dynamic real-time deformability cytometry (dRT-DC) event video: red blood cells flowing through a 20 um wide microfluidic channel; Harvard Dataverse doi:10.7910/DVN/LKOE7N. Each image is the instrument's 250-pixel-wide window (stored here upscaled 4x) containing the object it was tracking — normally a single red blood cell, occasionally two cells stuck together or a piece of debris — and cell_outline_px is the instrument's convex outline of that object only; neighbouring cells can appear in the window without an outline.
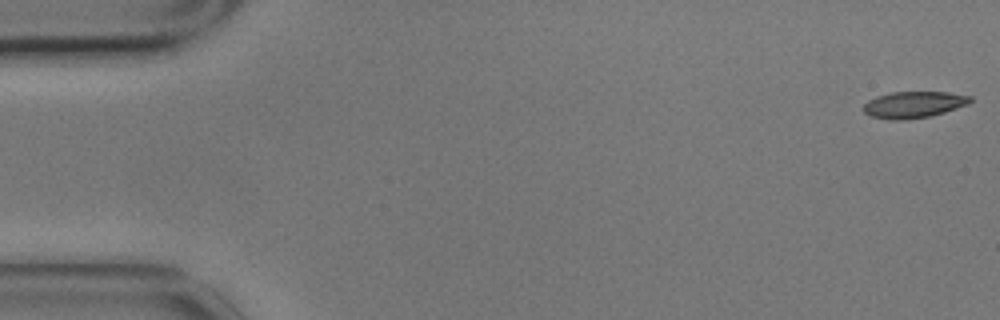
{"species": "common noctule bat (a hibernating species)", "species_latin": "Nyctalus noctula", "temperature_condition": "cold", "stored_images_in_passage": 57, "camera_frame_rate_fps": 3000, "um_per_image_px": 0.085, "animal": {"sex": "male", "body_mass_g": 17.9}, "frame": {"image": 1, "passage_image": 1, "time_ms": 0.0, "image_size_px": [1000, 320], "cell_outline_px": [[972, 100], [968, 104], [944, 112], [928, 116], [904, 120], [888, 120], [872, 116], [864, 112], [860, 108], [868, 100], [876, 96], [892, 92], [948, 92], [972, 96]], "centroid_in_image_um": [77.63, 8.89], "position_along_channel_um": 7.4, "area_um2": 16.53}}
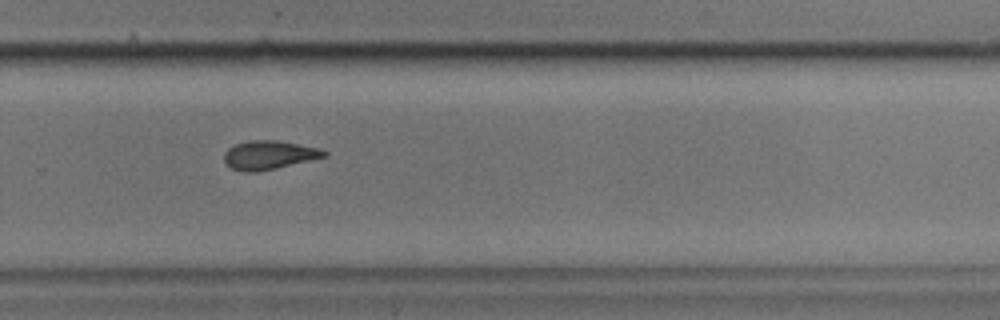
{"frame": {"image": 2, "passage_image": 38, "time_ms": 12.333, "image_size_px": [1000, 320], "cell_outline_px": [[328, 156], [276, 168], [256, 172], [244, 172], [232, 168], [224, 160], [224, 152], [228, 148], [236, 144], [248, 140], [276, 140], [320, 148], [328, 152]], "centroid_in_image_um": [22.88, 13.17], "position_along_channel_um": 306.9, "area_um2": 16.7}}
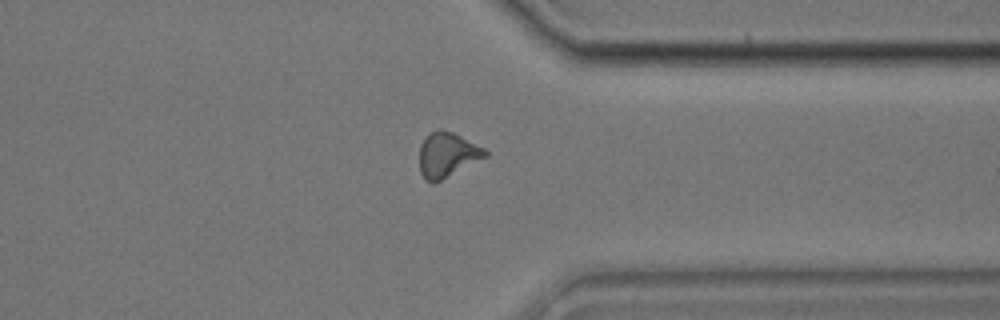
{"frame": {"image": 3, "passage_image": 44, "time_ms": 14.333, "image_size_px": [1000, 320], "cell_outline_px": [[488, 156], [432, 184], [420, 172], [420, 144], [424, 136], [440, 128], [452, 132], [484, 148], [488, 152]], "centroid_in_image_um": [38.0, 13.13], "position_along_channel_um": 373.4, "area_um2": 16.94}, "authors_computed_cell_mechanics": {"area_um2": 16.9354, "velocity_mm_per_s": 3.498, "shape_relaxation_time_tau1_ms": null, "shape_relaxation_time_tau2_ms": 4.2506, "deformation_change_tau1": null, "deformation_change_tau2": 0.1158}}